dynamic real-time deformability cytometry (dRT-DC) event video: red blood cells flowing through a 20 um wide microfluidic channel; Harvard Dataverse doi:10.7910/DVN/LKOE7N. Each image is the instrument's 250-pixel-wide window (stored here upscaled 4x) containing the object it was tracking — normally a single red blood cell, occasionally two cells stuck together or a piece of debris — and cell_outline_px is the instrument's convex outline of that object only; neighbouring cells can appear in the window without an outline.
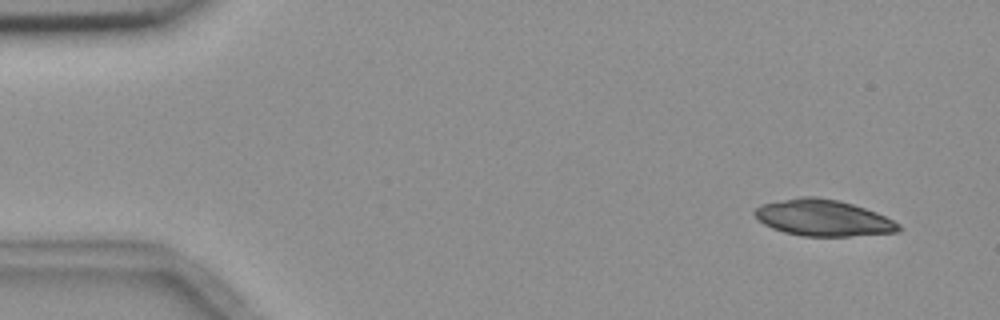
{"species": "common noctule bat (a hibernating species)", "species_latin": "Nyctalus noctula", "temperature_condition": "room temperature", "stored_images_in_passage": 8, "camera_frame_rate_fps": 3000, "um_per_image_px": 0.085, "animal": {"sex": "female", "body_mass_g": 18.4}, "frame": {"image": 1, "passage_image": 1, "time_ms": 0.0, "image_size_px": [1000, 320], "cell_outline_px": [[904, 228], [900, 232], [848, 236], [800, 236], [784, 232], [772, 228], [764, 224], [752, 212], [756, 208], [764, 204], [800, 196], [816, 196], [836, 200], [852, 204], [876, 212], [900, 224]], "centroid_in_image_um": [70.0, 18.53], "position_along_channel_um": 15.0, "area_um2": 30.35}}